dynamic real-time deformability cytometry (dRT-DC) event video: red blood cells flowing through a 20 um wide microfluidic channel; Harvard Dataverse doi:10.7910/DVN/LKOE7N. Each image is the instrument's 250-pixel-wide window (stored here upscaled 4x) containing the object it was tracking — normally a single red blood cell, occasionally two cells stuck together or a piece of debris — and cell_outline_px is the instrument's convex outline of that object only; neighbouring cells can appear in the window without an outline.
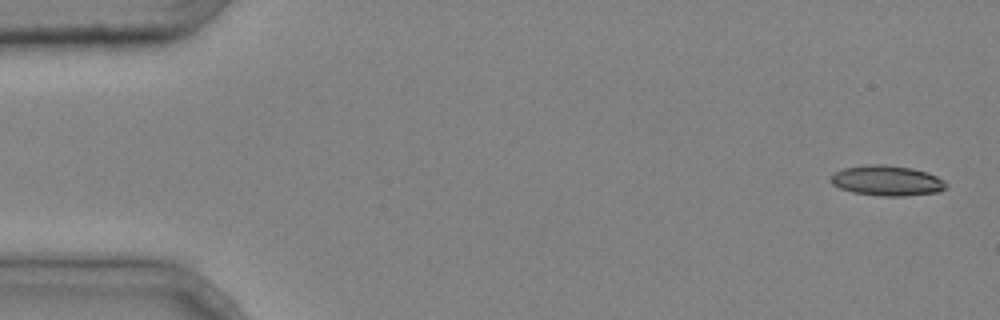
{"species": "common noctule bat (a hibernating species)", "species_latin": "Nyctalus noctula", "temperature_condition": "cold", "stored_images_in_passage": 5, "segment_of_instrument_passage": [2, 2], "camera_frame_rate_fps": 3000, "um_per_image_px": 0.085, "animal": {"sex": "male", "body_mass_g": 20.4}, "frame": {"image": 1, "passage_image": 5, "time_ms": 1.333, "image_size_px": [1000, 320], "cell_outline_px": [[948, 188], [940, 192], [904, 196], [880, 196], [852, 192], [840, 188], [832, 184], [832, 176], [836, 172], [844, 168], [868, 164], [880, 164], [912, 168], [928, 172], [944, 180], [948, 184]], "centroid_in_image_um": [75.46, 15.36], "position_along_channel_um": 9.5, "area_um2": 20.4}}